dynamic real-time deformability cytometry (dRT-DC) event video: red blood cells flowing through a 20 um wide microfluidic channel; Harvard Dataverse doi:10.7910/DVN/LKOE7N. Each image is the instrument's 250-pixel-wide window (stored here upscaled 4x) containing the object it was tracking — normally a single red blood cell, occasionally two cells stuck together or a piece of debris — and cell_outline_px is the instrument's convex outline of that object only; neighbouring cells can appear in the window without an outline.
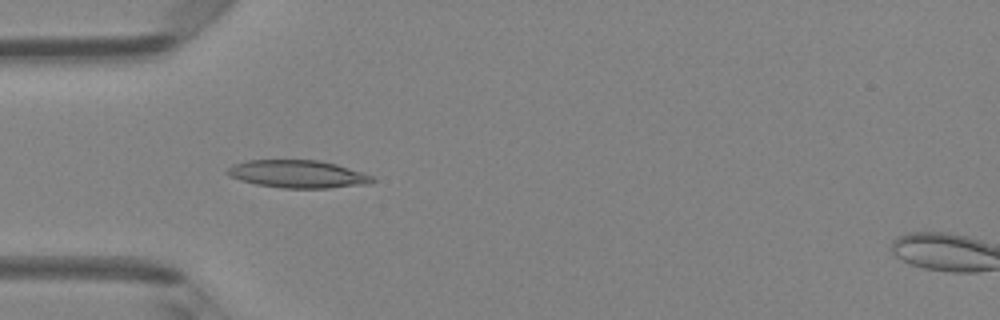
{"species": "Egyptian fruit bat (a non-hibernating species)", "species_latin": "Rousettus aegyptiacus", "temperature_condition": "room temperature", "stored_images_in_passage": 8, "camera_frame_rate_fps": 3000, "um_per_image_px": 0.085, "animal": {"sex": "female"}, "frame": {"image": 1, "passage_image": 5, "time_ms": 1.333, "image_size_px": [1000, 320], "cell_outline_px": [[376, 180], [372, 184], [328, 188], [284, 188], [256, 184], [240, 180], [228, 176], [224, 172], [232, 164], [248, 160], [316, 160], [336, 164], [364, 172], [372, 176]], "centroid_in_image_um": [25.32, 14.8], "position_along_channel_um": 59.7, "area_um2": 23.64}}
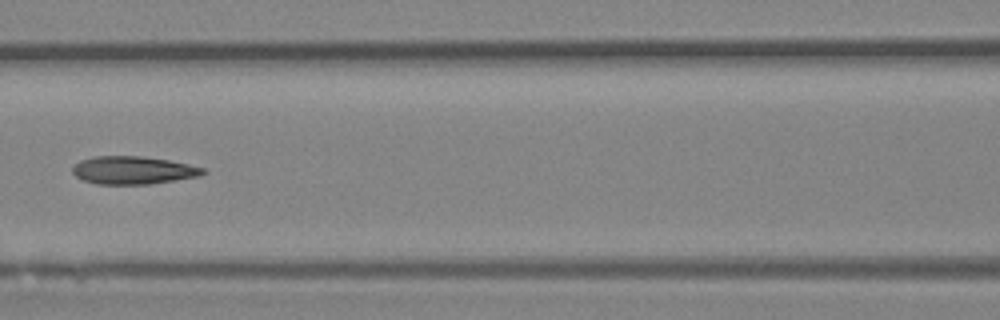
{"frame": {"image": 2, "passage_image": 7, "time_ms": 2.0, "image_size_px": [1000, 320], "cell_outline_px": [[208, 172], [200, 176], [148, 184], [96, 184], [84, 180], [76, 176], [72, 172], [72, 168], [80, 160], [96, 156], [140, 156], [168, 160], [188, 164], [204, 168]], "centroid_in_image_um": [11.32, 14.47], "position_along_channel_um": 155.3, "area_um2": 21.1}}
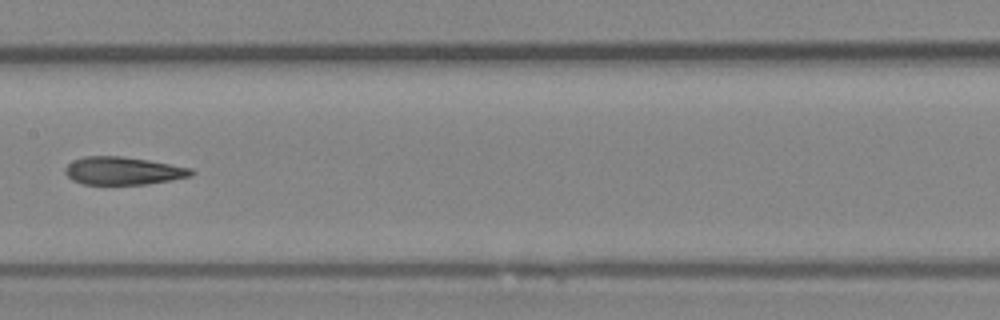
{"frame": {"image": 3, "passage_image": 8, "time_ms": 2.333, "image_size_px": [1000, 320], "cell_outline_px": [[196, 172], [192, 176], [172, 180], [148, 184], [84, 184], [72, 180], [64, 172], [64, 168], [72, 160], [84, 156], [120, 156], [148, 160], [192, 168]], "centroid_in_image_um": [10.47, 14.52], "position_along_channel_um": 196.9, "area_um2": 20.58}}